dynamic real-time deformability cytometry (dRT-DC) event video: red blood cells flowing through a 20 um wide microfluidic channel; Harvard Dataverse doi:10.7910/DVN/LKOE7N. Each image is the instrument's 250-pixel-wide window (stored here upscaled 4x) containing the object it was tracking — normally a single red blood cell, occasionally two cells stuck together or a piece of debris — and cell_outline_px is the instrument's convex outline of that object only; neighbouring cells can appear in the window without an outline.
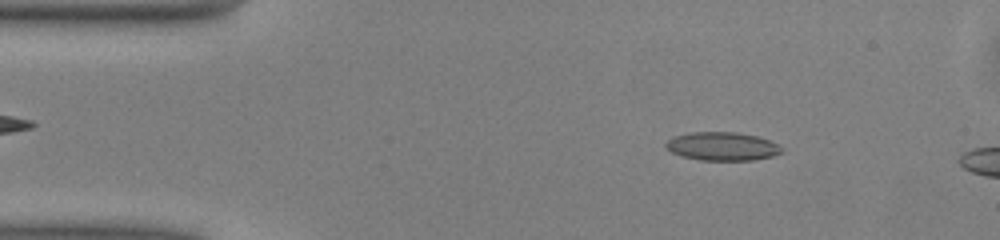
{"species": "common noctule bat (a hibernating species)", "species_latin": "Nyctalus noctula", "temperature_condition": "warm", "stored_images_in_passage": 10, "camera_frame_rate_fps": 3000, "um_per_image_px": 0.085, "animal": {"sex": "male", "body_mass_g": 13.0, "forearm_length_mm": 53.1}, "frame": {"image": 1, "passage_image": 6, "time_ms": 1.667, "image_size_px": [1000, 240], "cell_outline_px": [[784, 152], [772, 156], [752, 160], [700, 160], [680, 156], [672, 152], [664, 144], [672, 136], [692, 132], [740, 132], [756, 136], [768, 140], [784, 148]], "centroid_in_image_um": [61.39, 12.43], "position_along_channel_um": 23.6, "area_um2": 19.25}}